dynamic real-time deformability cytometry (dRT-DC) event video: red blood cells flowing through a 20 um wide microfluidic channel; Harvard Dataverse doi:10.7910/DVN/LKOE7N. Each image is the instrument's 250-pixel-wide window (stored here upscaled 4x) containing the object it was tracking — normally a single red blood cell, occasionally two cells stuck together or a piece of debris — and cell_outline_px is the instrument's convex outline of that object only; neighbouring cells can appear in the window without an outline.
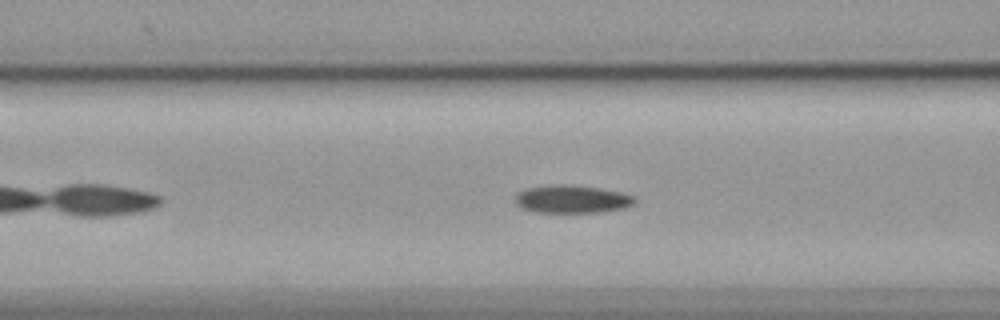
{"species": "common noctule bat (a hibernating species)", "species_latin": "Nyctalus noctula", "temperature_condition": "cold", "stored_images_in_passage": 41, "segment_of_instrument_passage": [1, 2], "camera_frame_rate_fps": 3000, "um_per_image_px": 0.085, "animal": {"sex": "female", "body_mass_g": 19.9}, "frame": {"image": 1, "passage_image": 6, "time_ms": 1.667, "image_size_px": [1000, 320], "cell_outline_px": [[636, 204], [624, 208], [604, 212], [536, 212], [520, 208], [516, 204], [516, 192], [524, 188], [556, 184], [564, 184], [596, 188], [620, 192], [636, 196]], "centroid_in_image_um": [48.61, 16.93], "position_along_channel_um": 118.0, "area_um2": 19.59}}
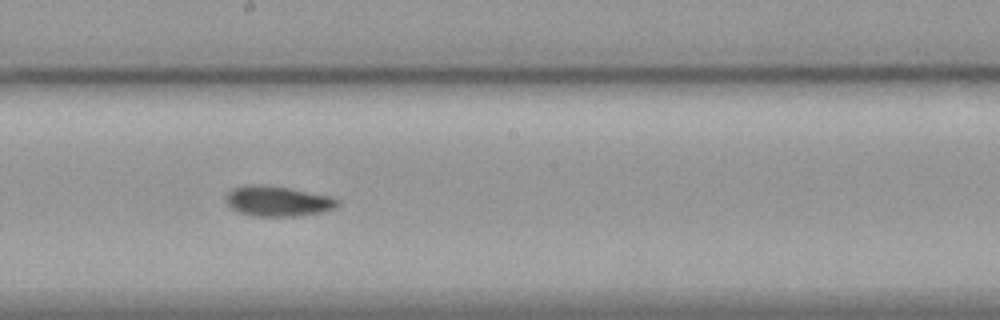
{"frame": {"image": 2, "passage_image": 15, "time_ms": 4.667, "image_size_px": [1000, 320], "cell_outline_px": [[340, 204], [336, 208], [324, 212], [296, 216], [252, 216], [240, 212], [232, 208], [224, 200], [228, 192], [232, 188], [248, 184], [264, 184], [288, 188], [332, 196], [340, 200]], "centroid_in_image_um": [23.63, 17.09], "position_along_channel_um": 224.6, "area_um2": 19.94}}
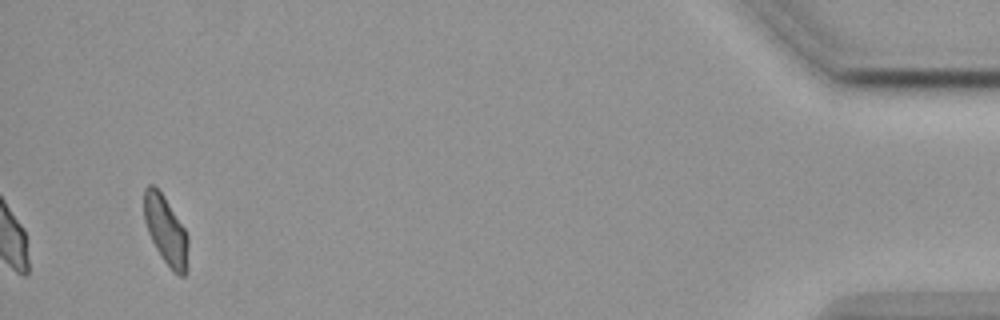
{"frame": {"image": 3, "passage_image": 38, "time_ms": 12.333, "image_size_px": [1000, 320], "cell_outline_px": [[188, 268], [184, 276], [180, 276], [172, 272], [160, 256], [148, 232], [144, 220], [144, 188], [148, 184], [152, 184], [164, 196], [184, 228], [188, 236]], "centroid_in_image_um": [14.1, 19.63], "position_along_channel_um": 421.1, "area_um2": 17.74}}